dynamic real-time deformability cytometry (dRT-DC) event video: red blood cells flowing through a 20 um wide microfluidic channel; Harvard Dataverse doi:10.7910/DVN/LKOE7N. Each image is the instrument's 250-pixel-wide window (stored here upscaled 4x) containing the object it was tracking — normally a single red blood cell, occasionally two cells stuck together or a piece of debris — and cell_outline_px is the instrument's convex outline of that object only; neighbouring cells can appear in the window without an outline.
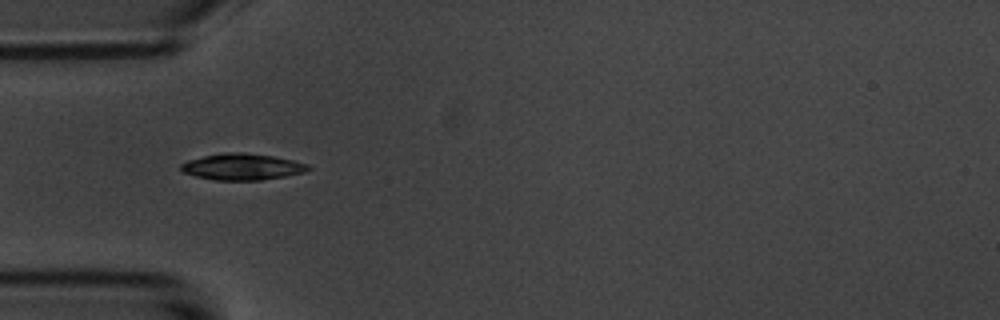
{"species": "common noctule bat (a hibernating species)", "species_latin": "Nyctalus noctula", "temperature_condition": "room temperature", "stored_images_in_passage": 12, "camera_frame_rate_fps": 3000, "um_per_image_px": 0.085, "animal": {"sex": "male", "body_mass_g": 20.1, "forearm_length_mm": 53.5}, "frame": {"image": 1, "passage_image": 3, "time_ms": 0.667, "image_size_px": [1000, 320], "cell_outline_px": [[312, 168], [304, 172], [284, 176], [260, 180], [216, 180], [196, 176], [184, 172], [180, 168], [180, 164], [188, 160], [204, 156], [224, 152], [244, 152], [272, 156], [292, 160], [308, 164]], "centroid_in_image_um": [20.58, 14.17], "position_along_channel_um": 64.4, "area_um2": 19.42}}